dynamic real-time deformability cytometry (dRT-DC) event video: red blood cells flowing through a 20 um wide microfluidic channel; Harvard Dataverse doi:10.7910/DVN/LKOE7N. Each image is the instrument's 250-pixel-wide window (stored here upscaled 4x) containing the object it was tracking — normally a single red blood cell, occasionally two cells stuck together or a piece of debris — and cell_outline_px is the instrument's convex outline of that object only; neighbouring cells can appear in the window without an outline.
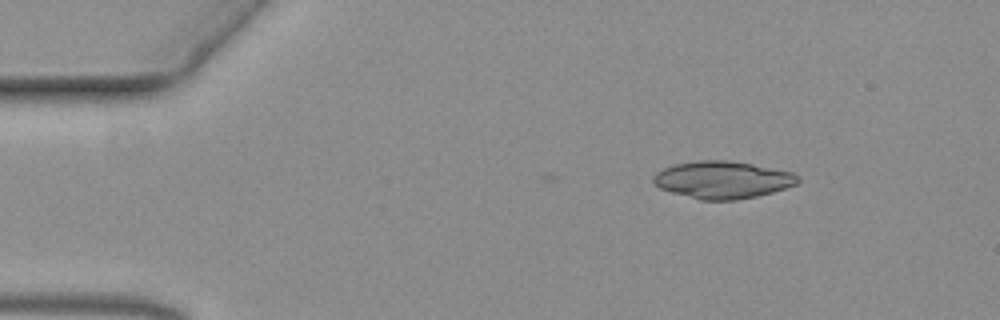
{"species": "common noctule bat (a hibernating species)", "species_latin": "Nyctalus noctula", "temperature_condition": "warm", "stored_images_in_passage": 2, "camera_frame_rate_fps": 3000, "um_per_image_px": 0.085, "animal": {"sex": "female", "body_mass_g": 19.3, "forearm_length_mm": 54.1}, "frame": {"image": 1, "passage_image": 2, "time_ms": 0.333, "image_size_px": [1000, 320], "cell_outline_px": [[800, 180], [796, 184], [772, 192], [756, 196], [736, 200], [700, 200], [672, 192], [660, 188], [652, 180], [652, 176], [656, 172], [664, 168], [676, 164], [700, 160], [728, 160], [752, 164], [792, 172], [800, 176]], "centroid_in_image_um": [61.42, 15.28], "position_along_channel_um": 23.6, "area_um2": 31.27}}